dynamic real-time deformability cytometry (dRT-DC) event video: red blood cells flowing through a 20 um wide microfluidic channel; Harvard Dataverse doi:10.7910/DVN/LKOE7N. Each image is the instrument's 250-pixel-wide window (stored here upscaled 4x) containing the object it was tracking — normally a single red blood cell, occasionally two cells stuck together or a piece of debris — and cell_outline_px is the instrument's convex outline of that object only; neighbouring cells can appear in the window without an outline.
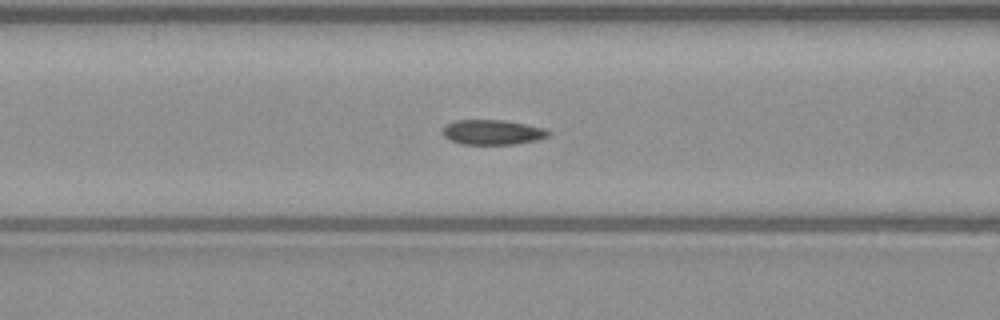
{"species": "common noctule bat (a hibernating species)", "species_latin": "Nyctalus noctula", "temperature_condition": "warm", "stored_images_in_passage": 51, "camera_frame_rate_fps": 3000, "um_per_image_px": 0.085, "animal": {"sex": "male", "body_mass_g": 23.1, "forearm_length_mm": 52.7}, "frame": {"image": 1, "passage_image": 21, "time_ms": 6.667, "image_size_px": [1000, 320], "cell_outline_px": [[552, 132], [548, 136], [536, 140], [512, 144], [460, 144], [448, 140], [440, 132], [444, 124], [456, 120], [504, 120], [544, 128]], "centroid_in_image_um": [41.78, 11.23], "position_along_channel_um": 124.8, "area_um2": 15.49}}
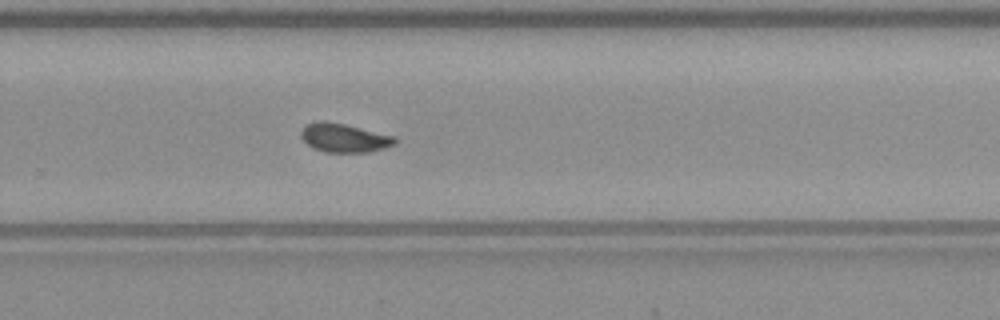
{"frame": {"image": 2, "passage_image": 34, "time_ms": 11.0, "image_size_px": [1000, 320], "cell_outline_px": [[396, 144], [384, 148], [368, 152], [324, 152], [308, 144], [300, 136], [300, 132], [308, 124], [316, 120], [324, 120], [344, 124], [396, 136]], "centroid_in_image_um": [29.27, 11.71], "position_along_channel_um": 300.5, "area_um2": 15.66}}
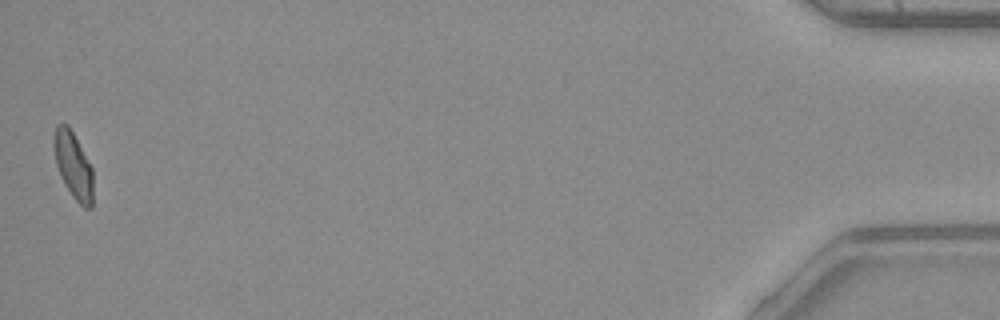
{"frame": {"image": 3, "passage_image": 51, "time_ms": 16.667, "image_size_px": [1000, 320], "cell_outline_px": [[92, 208], [84, 208], [72, 196], [64, 184], [60, 176], [56, 164], [52, 144], [52, 140], [56, 124], [68, 124], [92, 168]], "centroid_in_image_um": [6.19, 14.05], "position_along_channel_um": 429.0, "area_um2": 15.2}, "authors_computed_cell_mechanics": {"area_um2": 15.606, "velocity_mm_per_s": 4.0714, "shape_relaxation_time_tau1_ms": 7.4347, "shape_relaxation_time_tau2_ms": 1.7593, "deformation_change_tau1": 0.1597, "deformation_change_tau2": 0.0504}}